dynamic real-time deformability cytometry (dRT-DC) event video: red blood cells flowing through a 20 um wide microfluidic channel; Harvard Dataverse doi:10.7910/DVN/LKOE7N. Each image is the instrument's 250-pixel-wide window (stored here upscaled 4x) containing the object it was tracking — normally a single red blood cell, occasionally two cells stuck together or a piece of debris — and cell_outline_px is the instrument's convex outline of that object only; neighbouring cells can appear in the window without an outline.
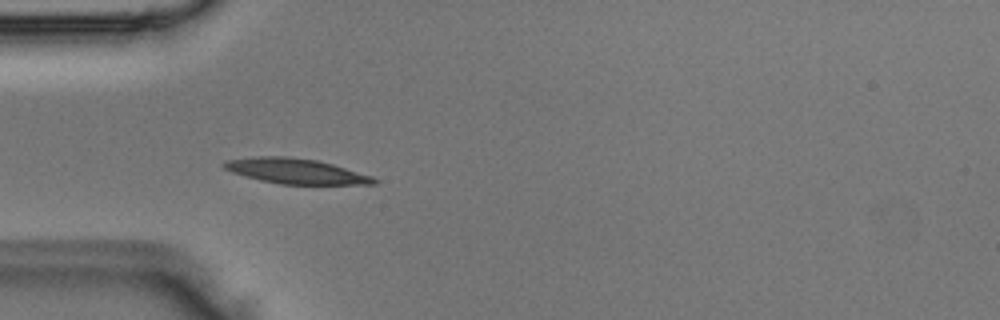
{"species": "Egyptian fruit bat (a non-hibernating species)", "species_latin": "Rousettus aegyptiacus", "temperature_condition": "room temperature", "stored_images_in_passage": 4, "camera_frame_rate_fps": 3000, "um_per_image_px": 0.085, "animal": {"sex": "male"}, "frame": {"image": 1, "passage_image": 3, "time_ms": 0.667, "image_size_px": [1000, 320], "cell_outline_px": [[380, 180], [376, 184], [280, 184], [260, 180], [244, 176], [232, 172], [224, 168], [220, 164], [224, 160], [256, 156], [288, 156], [316, 160], [332, 164], [372, 176]], "centroid_in_image_um": [25.1, 14.54], "position_along_channel_um": 59.9, "area_um2": 22.08}}
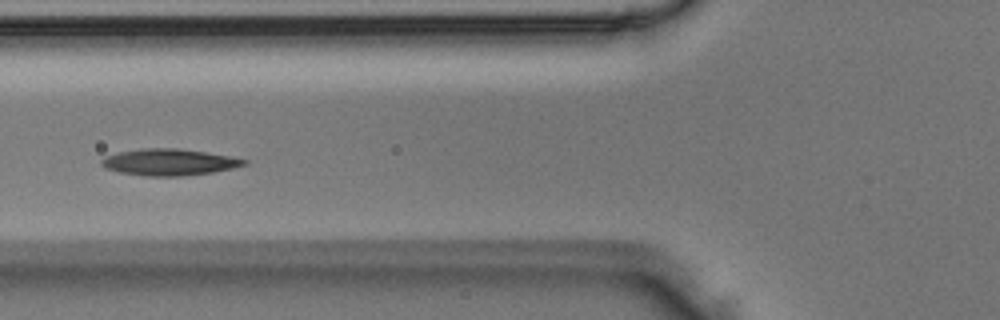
{"frame": {"image": 2, "passage_image": 4, "time_ms": 1.0, "image_size_px": [1000, 320], "cell_outline_px": [[248, 164], [232, 168], [212, 172], [184, 176], [144, 176], [120, 172], [104, 168], [100, 164], [100, 160], [104, 156], [120, 152], [140, 148], [176, 148], [232, 156], [248, 160]], "centroid_in_image_um": [14.36, 13.78], "position_along_channel_um": 111.4, "area_um2": 22.14}}